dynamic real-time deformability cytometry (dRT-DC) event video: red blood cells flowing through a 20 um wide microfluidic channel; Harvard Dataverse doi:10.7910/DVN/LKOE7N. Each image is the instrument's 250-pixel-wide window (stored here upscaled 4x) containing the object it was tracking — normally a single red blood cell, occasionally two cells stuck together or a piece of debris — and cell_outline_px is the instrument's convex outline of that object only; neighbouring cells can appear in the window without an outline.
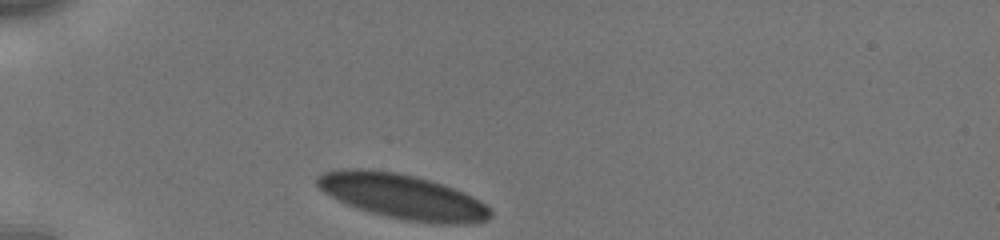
{"species": "human", "species_latin": "Homo sapiens", "temperature_condition": "cold", "stored_images_in_passage": 31, "camera_frame_rate_fps": 3000, "um_per_image_px": 0.085, "donor": {"sex": "male"}, "frame": {"image": 1, "passage_image": 1, "time_ms": 0.0, "image_size_px": [1000, 240], "cell_outline_px": [[492, 216], [488, 220], [472, 224], [440, 224], [404, 220], [356, 208], [324, 192], [316, 184], [316, 176], [324, 172], [340, 168], [364, 168], [396, 172], [416, 176], [444, 184], [464, 192], [480, 200], [492, 212]], "centroid_in_image_um": [34.24, 16.69], "position_along_channel_um": 50.8, "area_um2": 45.43}}
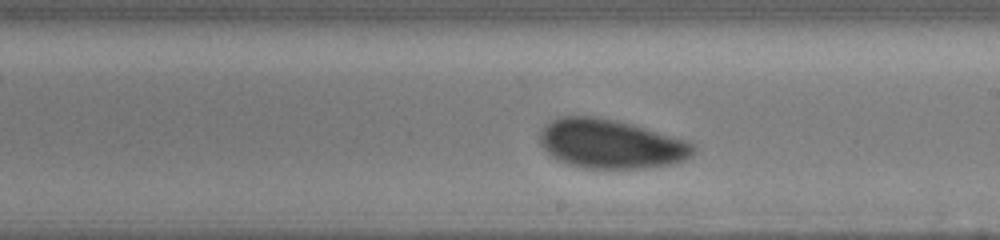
{"frame": {"image": 2, "passage_image": 18, "time_ms": 5.667, "image_size_px": [1000, 240], "cell_outline_px": [[696, 152], [692, 156], [684, 160], [672, 164], [648, 168], [584, 168], [568, 164], [556, 160], [548, 156], [540, 144], [540, 128], [552, 120], [560, 116], [596, 116], [616, 120], [632, 124], [688, 140], [696, 144]], "centroid_in_image_um": [51.92, 12.23], "position_along_channel_um": 237.1, "area_um2": 44.62}}
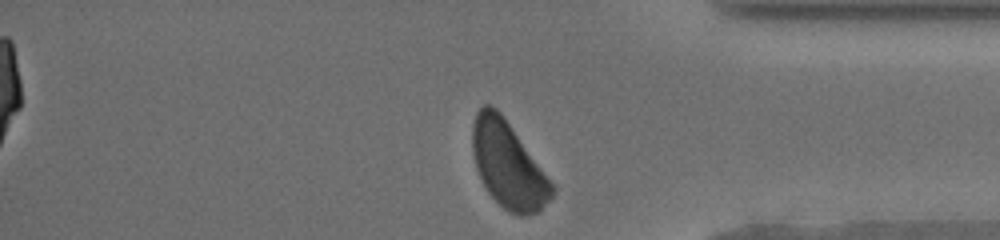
{"frame": {"image": 3, "passage_image": 31, "time_ms": 10.0, "image_size_px": [1000, 240], "cell_outline_px": [[556, 192], [540, 212], [528, 216], [520, 216], [508, 212], [488, 192], [476, 168], [472, 152], [472, 124], [476, 112], [484, 104], [492, 104], [500, 112], [556, 184]], "centroid_in_image_um": [43.24, 14.03], "position_along_channel_um": 392.0, "area_um2": 40.58}, "authors_computed_cell_mechanics": {"area_um2": 44.6216, "velocity_mm_per_s": 3.7946, "shape_relaxation_time_tau1_ms": 3.2227, "shape_relaxation_time_tau2_ms": null, "deformation_change_tau1": 0.0828, "deformation_change_tau2": null}}